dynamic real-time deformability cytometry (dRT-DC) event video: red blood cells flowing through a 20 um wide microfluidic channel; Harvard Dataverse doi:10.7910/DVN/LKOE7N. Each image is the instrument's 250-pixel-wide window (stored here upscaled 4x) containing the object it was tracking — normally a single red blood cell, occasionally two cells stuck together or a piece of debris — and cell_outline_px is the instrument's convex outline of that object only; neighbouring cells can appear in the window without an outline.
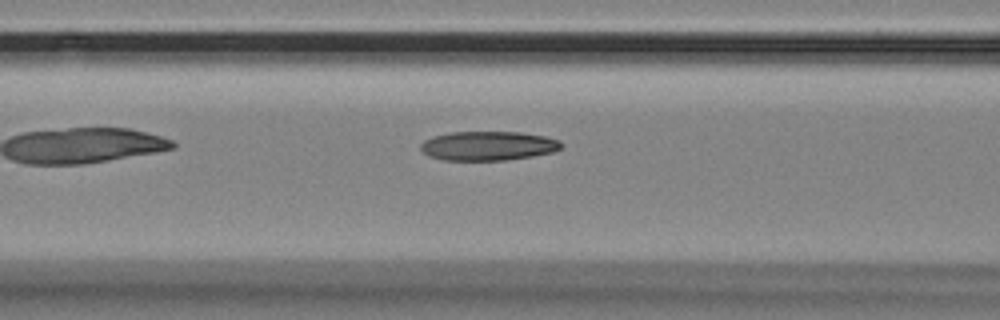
{"species": "Egyptian fruit bat (a non-hibernating species)", "species_latin": "Rousettus aegyptiacus", "temperature_condition": "room temperature", "stored_images_in_passage": 38, "camera_frame_rate_fps": 3000, "um_per_image_px": 0.085, "animal": {"sex": "female"}, "frame": {"image": 1, "passage_image": 5, "time_ms": 1.333, "image_size_px": [1000, 320], "cell_outline_px": [[564, 144], [560, 148], [552, 152], [532, 156], [508, 160], [444, 160], [428, 156], [420, 148], [420, 144], [424, 140], [432, 136], [452, 132], [520, 132], [544, 136], [560, 140]], "centroid_in_image_um": [41.48, 12.39], "position_along_channel_um": 125.1, "area_um2": 23.99}}
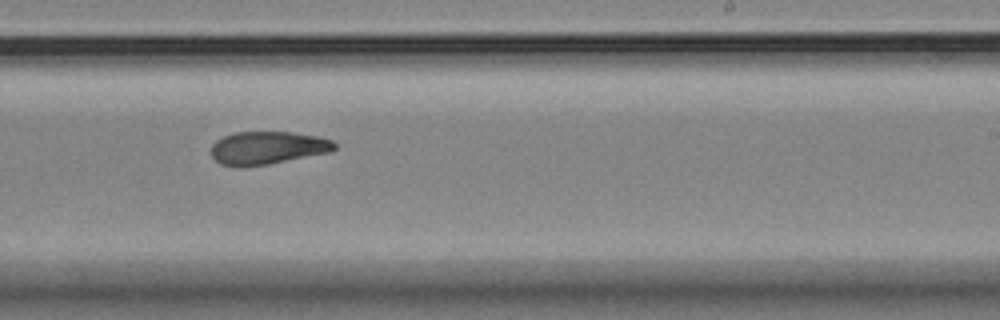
{"frame": {"image": 2, "passage_image": 17, "time_ms": 5.333, "image_size_px": [1000, 320], "cell_outline_px": [[336, 148], [332, 152], [268, 164], [220, 164], [212, 156], [212, 144], [216, 140], [224, 136], [236, 132], [292, 132], [320, 136], [332, 140], [336, 144]], "centroid_in_image_um": [22.82, 12.53], "position_along_channel_um": 266.2, "area_um2": 23.24}}
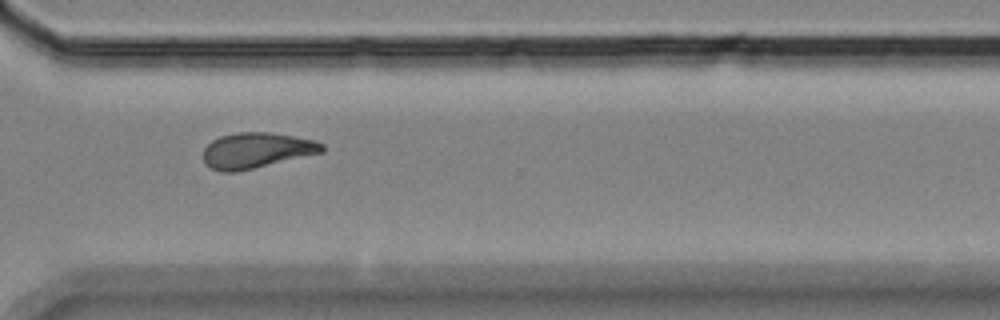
{"frame": {"image": 3, "passage_image": 24, "time_ms": 7.667, "image_size_px": [1000, 320], "cell_outline_px": [[324, 152], [236, 172], [220, 172], [204, 164], [204, 148], [212, 140], [220, 136], [236, 132], [268, 132], [316, 140], [324, 144]], "centroid_in_image_um": [21.79, 12.78], "position_along_channel_um": 348.8, "area_um2": 24.62}}